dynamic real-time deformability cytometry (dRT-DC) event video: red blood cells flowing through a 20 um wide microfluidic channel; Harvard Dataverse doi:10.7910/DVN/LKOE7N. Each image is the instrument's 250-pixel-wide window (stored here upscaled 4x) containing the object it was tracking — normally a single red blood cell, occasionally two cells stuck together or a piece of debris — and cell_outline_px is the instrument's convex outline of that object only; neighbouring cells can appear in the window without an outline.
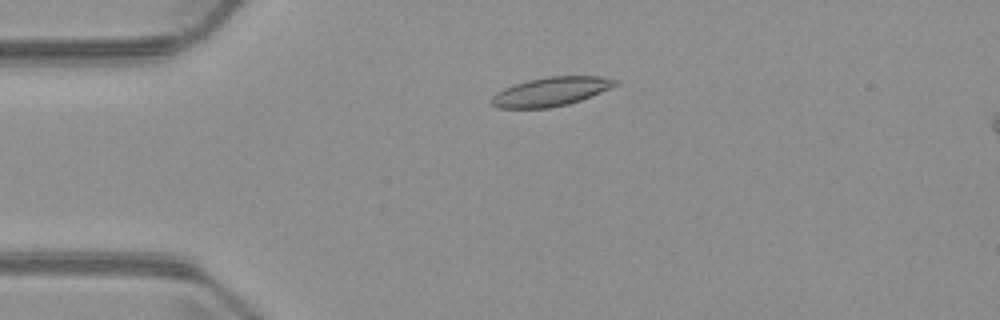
{"species": "common noctule bat (a hibernating species)", "species_latin": "Nyctalus noctula", "temperature_condition": "warm", "stored_images_in_passage": 5, "camera_frame_rate_fps": 3000, "um_per_image_px": 0.085, "animal": {"sex": "male", "body_mass_g": 23.1, "forearm_length_mm": 52.7}, "frame": {"image": 1, "passage_image": 4, "time_ms": 3.667, "image_size_px": [1000, 320], "cell_outline_px": [[620, 84], [580, 100], [568, 104], [548, 108], [496, 108], [488, 100], [496, 92], [504, 88], [528, 80], [548, 76], [604, 76], [616, 80]], "centroid_in_image_um": [46.8, 7.78], "position_along_channel_um": 38.2, "area_um2": 20.87}}